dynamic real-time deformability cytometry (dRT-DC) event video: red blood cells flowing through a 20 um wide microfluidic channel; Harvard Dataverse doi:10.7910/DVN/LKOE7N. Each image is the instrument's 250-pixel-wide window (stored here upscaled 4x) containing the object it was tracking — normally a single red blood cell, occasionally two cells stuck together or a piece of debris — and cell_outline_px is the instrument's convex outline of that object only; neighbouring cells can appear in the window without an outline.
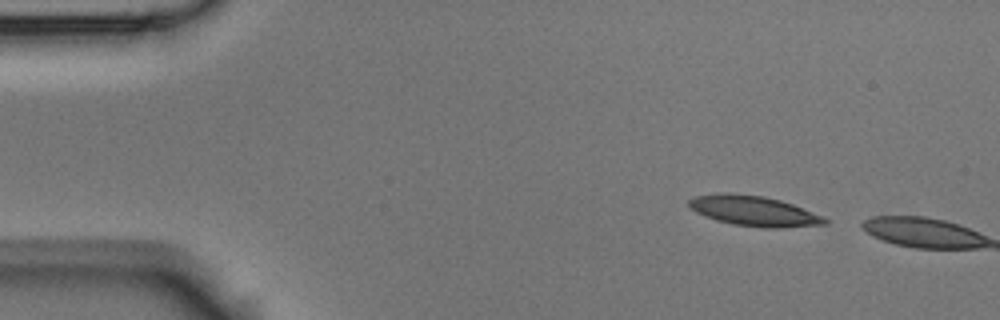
{"species": "Egyptian fruit bat (a non-hibernating species)", "species_latin": "Rousettus aegyptiacus", "temperature_condition": "room temperature", "stored_images_in_passage": 2, "camera_frame_rate_fps": 3000, "um_per_image_px": 0.085, "animal": {"sex": "male"}, "frame": {"image": 1, "passage_image": 1, "time_ms": 0.0, "image_size_px": [1000, 320], "cell_outline_px": [[828, 224], [776, 228], [764, 228], [732, 224], [716, 220], [696, 212], [688, 204], [688, 200], [692, 196], [764, 196], [780, 200], [792, 204], [824, 216], [828, 220]], "centroid_in_image_um": [64.18, 17.99], "position_along_channel_um": 20.8, "area_um2": 22.89}}